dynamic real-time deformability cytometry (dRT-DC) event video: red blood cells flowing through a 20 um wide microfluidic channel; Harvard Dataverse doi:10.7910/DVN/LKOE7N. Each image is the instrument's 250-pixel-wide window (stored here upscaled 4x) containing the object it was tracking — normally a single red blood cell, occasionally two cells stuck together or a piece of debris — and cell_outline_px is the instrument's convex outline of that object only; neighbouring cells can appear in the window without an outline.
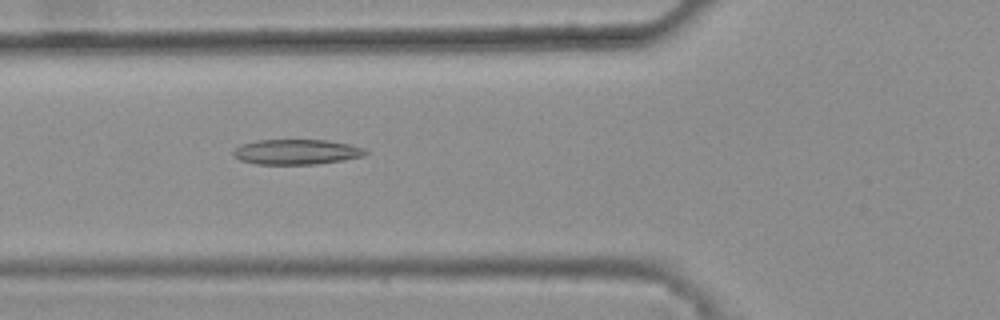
{"species": "common noctule bat (a hibernating species)", "species_latin": "Nyctalus noctula", "temperature_condition": "warm", "stored_images_in_passage": 38, "camera_frame_rate_fps": 3000, "um_per_image_px": 0.085, "animal": {"sex": "female", "body_mass_g": 25.1}, "frame": {"image": 1, "passage_image": 11, "time_ms": 3.333, "image_size_px": [1000, 320], "cell_outline_px": [[368, 152], [364, 156], [344, 160], [316, 164], [256, 164], [240, 160], [232, 156], [232, 152], [240, 144], [256, 140], [328, 140], [348, 144], [364, 148]], "centroid_in_image_um": [25.18, 12.91], "position_along_channel_um": 100.6, "area_um2": 19.48}}
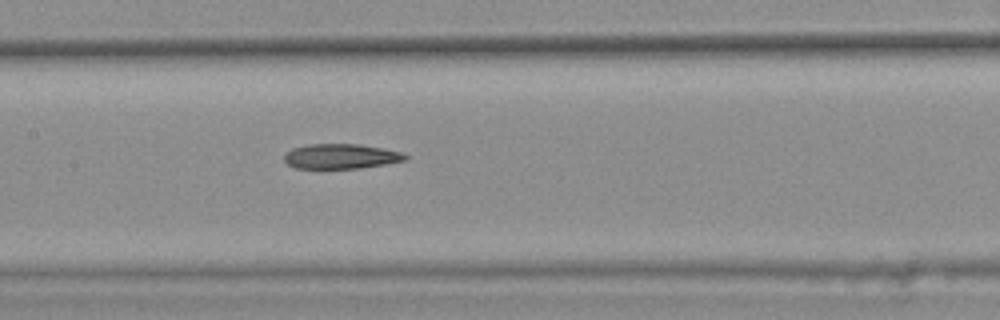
{"frame": {"image": 2, "passage_image": 17, "time_ms": 5.333, "image_size_px": [1000, 320], "cell_outline_px": [[408, 160], [388, 164], [360, 168], [296, 168], [288, 164], [284, 160], [284, 156], [292, 148], [308, 144], [360, 144], [384, 148], [404, 152], [408, 156]], "centroid_in_image_um": [29.05, 13.28], "position_along_channel_um": 178.3, "area_um2": 17.74}}
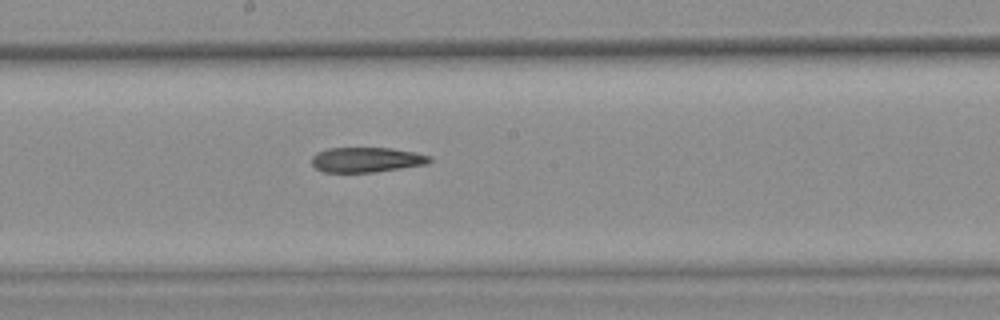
{"frame": {"image": 3, "passage_image": 20, "time_ms": 6.333, "image_size_px": [1000, 320], "cell_outline_px": [[432, 160], [428, 164], [376, 172], [324, 172], [316, 168], [312, 164], [312, 156], [316, 152], [328, 148], [392, 148], [416, 152], [432, 156]], "centroid_in_image_um": [31.19, 13.57], "position_along_channel_um": 217.0, "area_um2": 17.34}}